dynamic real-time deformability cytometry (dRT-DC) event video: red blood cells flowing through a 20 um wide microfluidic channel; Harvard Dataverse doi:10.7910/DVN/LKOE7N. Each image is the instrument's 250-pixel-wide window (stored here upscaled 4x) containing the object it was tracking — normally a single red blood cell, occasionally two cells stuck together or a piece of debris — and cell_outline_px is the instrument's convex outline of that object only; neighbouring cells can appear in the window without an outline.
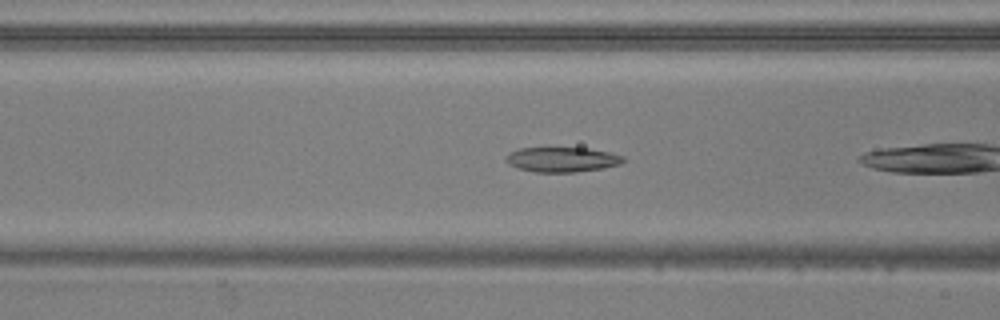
{"species": "common noctule bat (a hibernating species)", "species_latin": "Nyctalus noctula", "temperature_condition": "warm", "stored_images_in_passage": 6, "segment_of_instrument_passage": [2, 2], "camera_frame_rate_fps": 3000, "um_per_image_px": 0.085, "animal": {"sex": "male", "body_mass_g": 20.5, "forearm_length_mm": 52.5}, "frame": {"image": 1, "passage_image": 5, "time_ms": 1.333, "image_size_px": [1000, 320], "cell_outline_px": [[624, 160], [620, 164], [604, 168], [576, 172], [536, 172], [520, 168], [508, 164], [504, 160], [508, 152], [520, 148], [588, 148], [612, 152], [624, 156]], "centroid_in_image_um": [47.79, 13.55], "position_along_channel_um": 118.8, "area_um2": 17.11}}